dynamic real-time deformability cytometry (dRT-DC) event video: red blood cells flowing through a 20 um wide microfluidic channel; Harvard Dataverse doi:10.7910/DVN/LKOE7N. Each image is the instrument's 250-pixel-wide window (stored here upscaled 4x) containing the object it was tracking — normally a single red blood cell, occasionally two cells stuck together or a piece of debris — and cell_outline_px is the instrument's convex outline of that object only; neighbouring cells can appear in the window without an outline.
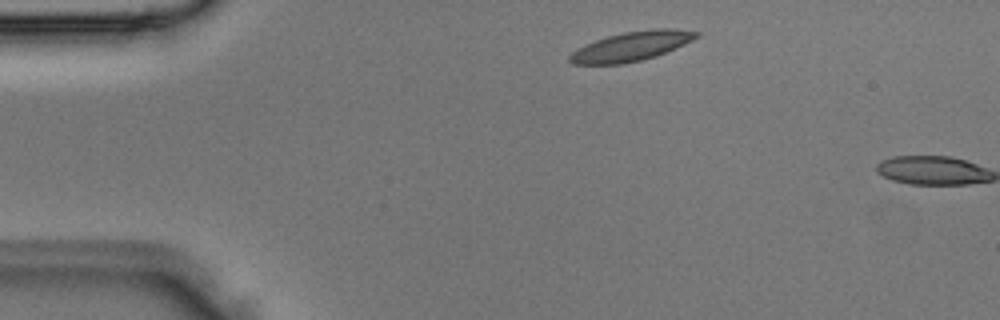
{"species": "Egyptian fruit bat (a non-hibernating species)", "species_latin": "Rousettus aegyptiacus", "temperature_condition": "room temperature", "stored_images_in_passage": 2, "camera_frame_rate_fps": 3000, "um_per_image_px": 0.085, "animal": {"sex": "male"}, "frame": {"image": 1, "passage_image": 1, "time_ms": 0.0, "image_size_px": [1000, 320], "cell_outline_px": [[700, 36], [676, 48], [656, 56], [624, 64], [572, 64], [568, 60], [568, 56], [576, 48], [596, 40], [608, 36], [624, 32], [652, 28], [672, 28], [700, 32]], "centroid_in_image_um": [53.67, 3.93], "position_along_channel_um": 31.3, "area_um2": 21.73}}